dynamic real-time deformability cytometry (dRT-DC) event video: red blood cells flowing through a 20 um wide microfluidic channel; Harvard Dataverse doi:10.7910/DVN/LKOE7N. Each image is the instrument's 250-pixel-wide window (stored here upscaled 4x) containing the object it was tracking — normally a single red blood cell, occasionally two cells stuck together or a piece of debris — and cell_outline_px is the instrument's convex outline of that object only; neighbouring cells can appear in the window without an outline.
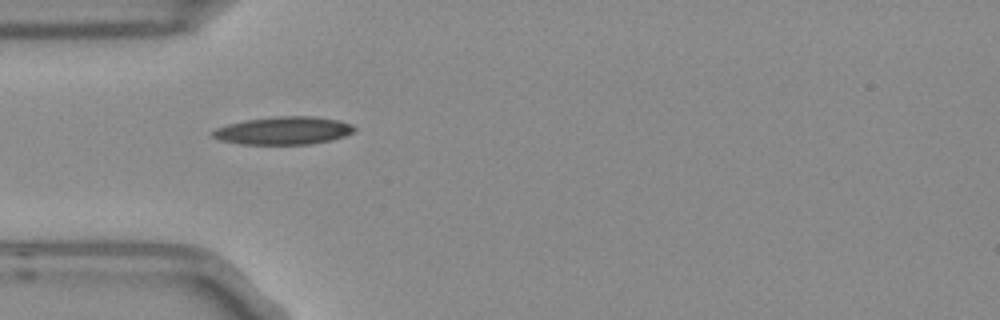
{"species": "Egyptian fruit bat (a non-hibernating species)", "species_latin": "Rousettus aegyptiacus", "temperature_condition": "room temperature", "stored_images_in_passage": 6, "camera_frame_rate_fps": 3000, "um_per_image_px": 0.085, "frame": {"image": 1, "passage_image": 1, "time_ms": 0.0, "image_size_px": [1000, 320], "cell_outline_px": [[356, 128], [352, 132], [344, 136], [328, 140], [308, 144], [240, 144], [220, 140], [212, 136], [212, 132], [216, 128], [228, 124], [244, 120], [276, 116], [316, 116], [340, 120], [352, 124]], "centroid_in_image_um": [24.09, 11.09], "position_along_channel_um": 60.9, "area_um2": 22.95}}
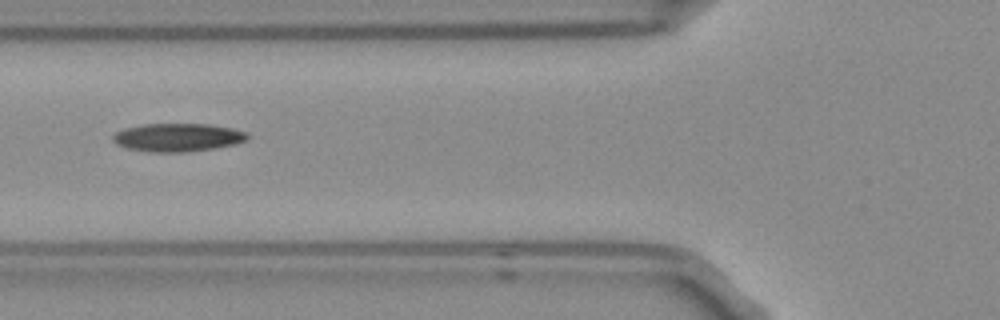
{"frame": {"image": 2, "passage_image": 2, "time_ms": 0.333, "image_size_px": [1000, 320], "cell_outline_px": [[252, 136], [248, 140], [236, 144], [212, 148], [184, 152], [152, 152], [128, 148], [116, 144], [112, 140], [112, 136], [116, 132], [124, 128], [144, 124], [208, 124], [232, 128], [248, 132]], "centroid_in_image_um": [15.14, 11.67], "position_along_channel_um": 110.7, "area_um2": 22.2}}